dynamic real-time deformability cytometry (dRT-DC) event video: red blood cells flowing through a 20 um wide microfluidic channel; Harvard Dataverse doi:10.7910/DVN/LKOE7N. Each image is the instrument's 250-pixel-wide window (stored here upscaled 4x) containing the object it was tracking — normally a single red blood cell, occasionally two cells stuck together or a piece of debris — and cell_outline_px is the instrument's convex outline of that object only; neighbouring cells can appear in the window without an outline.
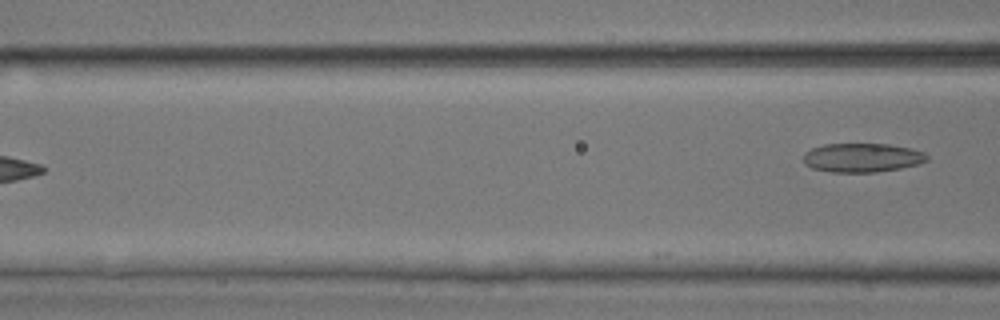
{"species": "common noctule bat (a hibernating species)", "species_latin": "Nyctalus noctula", "temperature_condition": "room temperature", "stored_images_in_passage": 7, "camera_frame_rate_fps": 3000, "um_per_image_px": 0.085, "animal": {"sex": "male", "body_mass_g": 17.9, "forearm_length_mm": 54.2}, "frame": {"image": 1, "passage_image": 7, "time_ms": 2.0, "image_size_px": [1000, 320], "cell_outline_px": [[928, 160], [916, 164], [900, 168], [876, 172], [832, 172], [812, 168], [804, 164], [804, 152], [812, 148], [824, 144], [888, 144], [912, 148], [924, 152], [928, 156]], "centroid_in_image_um": [73.27, 13.4], "position_along_channel_um": 93.3, "area_um2": 20.87}}